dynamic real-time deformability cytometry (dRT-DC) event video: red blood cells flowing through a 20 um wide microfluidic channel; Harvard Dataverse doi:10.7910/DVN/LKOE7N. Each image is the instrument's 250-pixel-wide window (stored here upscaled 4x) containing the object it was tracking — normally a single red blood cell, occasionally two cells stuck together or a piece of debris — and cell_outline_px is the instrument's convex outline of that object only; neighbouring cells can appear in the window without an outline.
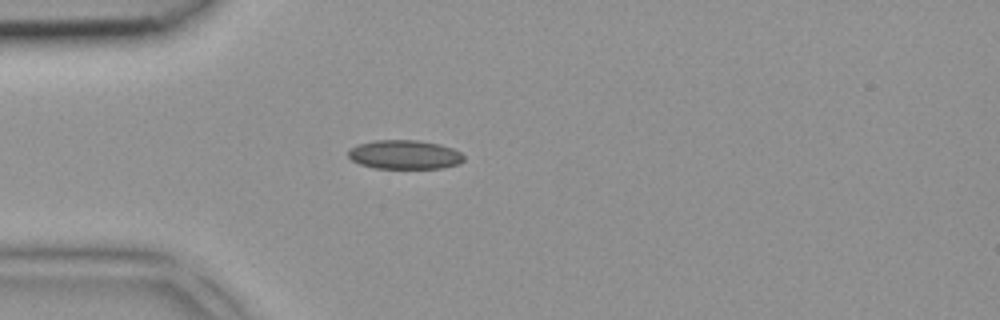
{"species": "common noctule bat (a hibernating species)", "species_latin": "Nyctalus noctula", "temperature_condition": "room temperature", "stored_images_in_passage": 2, "camera_frame_rate_fps": 3000, "um_per_image_px": 0.085, "animal": {"sex": "female", "body_mass_g": 18.4}, "frame": {"image": 1, "passage_image": 2, "time_ms": 0.333, "image_size_px": [1000, 320], "cell_outline_px": [[464, 160], [460, 164], [440, 168], [372, 168], [360, 164], [352, 160], [348, 156], [348, 152], [356, 144], [372, 140], [420, 140], [440, 144], [452, 148], [460, 152], [464, 156]], "centroid_in_image_um": [34.39, 13.14], "position_along_channel_um": 50.6, "area_um2": 19.71}}